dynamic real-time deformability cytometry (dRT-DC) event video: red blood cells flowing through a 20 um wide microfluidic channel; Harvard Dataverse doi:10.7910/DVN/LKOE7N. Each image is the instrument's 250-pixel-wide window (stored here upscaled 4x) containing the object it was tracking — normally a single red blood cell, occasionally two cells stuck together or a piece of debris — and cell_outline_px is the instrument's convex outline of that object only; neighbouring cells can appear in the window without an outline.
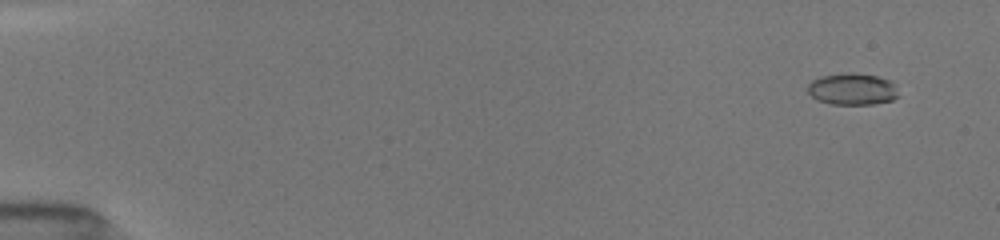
{"species": "common noctule bat (a hibernating species)", "species_latin": "Nyctalus noctula", "temperature_condition": "room temperature", "stored_images_in_passage": 16, "camera_frame_rate_fps": 3000, "um_per_image_px": 0.085, "animal": {"sex": "female", "body_mass_g": 19.5, "forearm_length_mm": 54.1}, "frame": {"image": 1, "passage_image": 1, "time_ms": 0.0, "image_size_px": [1000, 240], "cell_outline_px": [[896, 96], [892, 100], [872, 104], [832, 104], [816, 100], [808, 92], [808, 84], [812, 80], [820, 76], [848, 72], [876, 76], [892, 80]], "centroid_in_image_um": [72.39, 7.56], "position_along_channel_um": 12.6, "area_um2": 16.59}}
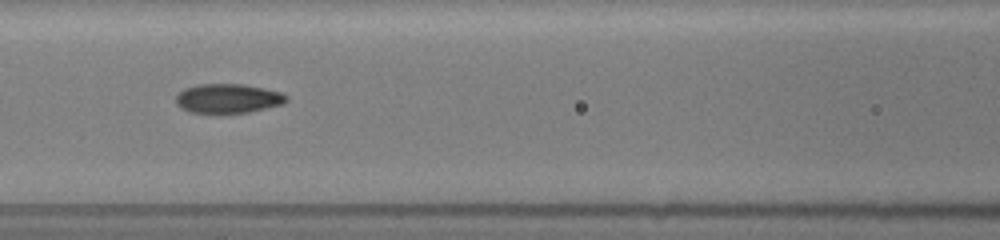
{"frame": {"image": 2, "passage_image": 9, "time_ms": 7.0, "image_size_px": [1000, 240], "cell_outline_px": [[288, 100], [280, 104], [248, 112], [188, 112], [180, 108], [176, 104], [176, 96], [184, 88], [196, 84], [244, 84], [264, 88], [280, 92], [288, 96]], "centroid_in_image_um": [19.34, 8.35], "position_along_channel_um": 147.3, "area_um2": 18.67}}
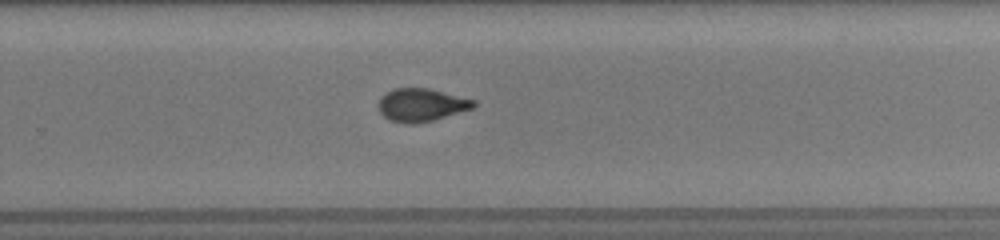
{"frame": {"image": 3, "passage_image": 16, "time_ms": 10.667, "image_size_px": [1000, 240], "cell_outline_px": [[476, 104], [472, 108], [432, 120], [412, 124], [404, 124], [388, 120], [376, 108], [376, 104], [380, 96], [384, 92], [392, 88], [428, 88], [476, 100]], "centroid_in_image_um": [35.72, 8.91], "position_along_channel_um": 294.1, "area_um2": 18.5}}